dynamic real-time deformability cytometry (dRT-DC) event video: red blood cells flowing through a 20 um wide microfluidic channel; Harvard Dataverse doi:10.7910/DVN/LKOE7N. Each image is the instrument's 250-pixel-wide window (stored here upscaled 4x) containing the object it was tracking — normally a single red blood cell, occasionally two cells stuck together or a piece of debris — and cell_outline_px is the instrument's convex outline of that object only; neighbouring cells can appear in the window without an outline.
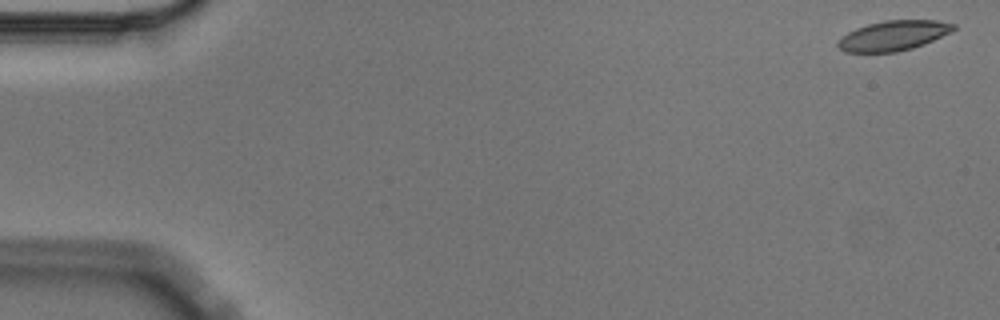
{"species": "Egyptian fruit bat (a non-hibernating species)", "species_latin": "Rousettus aegyptiacus", "temperature_condition": "cold", "stored_images_in_passage": 5, "camera_frame_rate_fps": 3000, "um_per_image_px": 0.085, "animal": {"sex": "male"}, "frame": {"image": 1, "passage_image": 1, "time_ms": 0.0, "image_size_px": [1000, 320], "cell_outline_px": [[956, 28], [952, 32], [924, 44], [912, 48], [896, 52], [844, 52], [836, 44], [848, 32], [856, 28], [868, 24], [884, 20], [936, 20], [956, 24]], "centroid_in_image_um": [75.98, 3.02], "position_along_channel_um": 9.0, "area_um2": 20.11}}
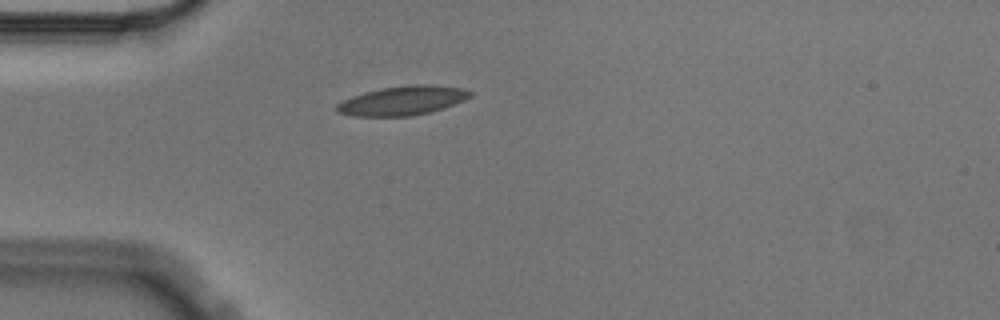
{"frame": {"image": 2, "passage_image": 5, "time_ms": 1.333, "image_size_px": [1000, 320], "cell_outline_px": [[472, 96], [464, 100], [444, 108], [412, 116], [352, 116], [336, 112], [332, 108], [336, 104], [352, 96], [364, 92], [380, 88], [408, 84], [432, 84], [464, 88], [472, 92]], "centroid_in_image_um": [34.19, 8.54], "position_along_channel_um": 50.8, "area_um2": 23.0}}